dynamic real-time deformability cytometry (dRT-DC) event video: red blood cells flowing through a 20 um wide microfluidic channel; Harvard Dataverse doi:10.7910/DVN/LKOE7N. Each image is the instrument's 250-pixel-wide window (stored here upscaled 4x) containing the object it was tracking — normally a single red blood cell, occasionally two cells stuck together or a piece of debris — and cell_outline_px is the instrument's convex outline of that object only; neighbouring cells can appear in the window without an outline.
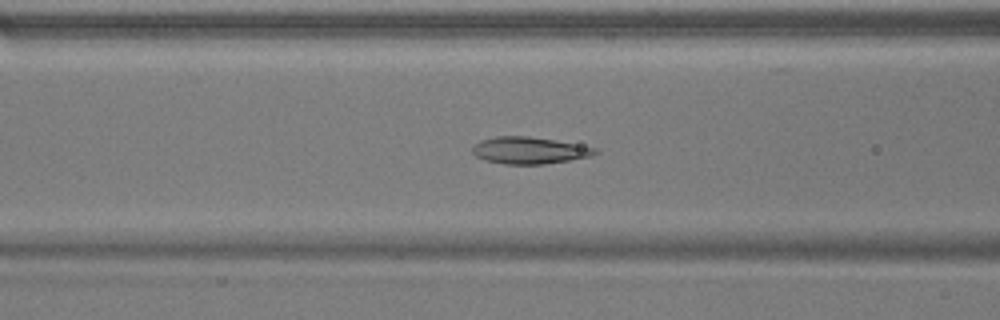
{"species": "common noctule bat (a hibernating species)", "species_latin": "Nyctalus noctula", "temperature_condition": "warm", "stored_images_in_passage": 53, "camera_frame_rate_fps": 3000, "um_per_image_px": 0.085, "animal": {"sex": "male", "body_mass_g": 17.9}, "frame": {"image": 1, "passage_image": 21, "time_ms": 6.667, "image_size_px": [1000, 320], "cell_outline_px": [[600, 152], [592, 156], [544, 164], [504, 164], [484, 160], [476, 156], [472, 152], [472, 148], [480, 140], [496, 136], [528, 136], [552, 140], [596, 148]], "centroid_in_image_um": [44.96, 12.79], "position_along_channel_um": 121.6, "area_um2": 19.02}}
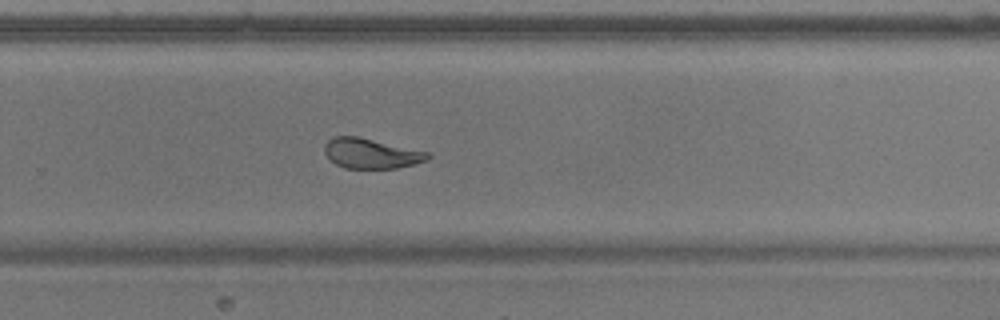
{"frame": {"image": 2, "passage_image": 35, "time_ms": 11.333, "image_size_px": [1000, 320], "cell_outline_px": [[432, 156], [428, 160], [396, 168], [344, 168], [336, 164], [324, 152], [324, 144], [332, 136], [356, 136], [428, 152]], "centroid_in_image_um": [31.52, 13.04], "position_along_channel_um": 298.3, "area_um2": 17.86}}
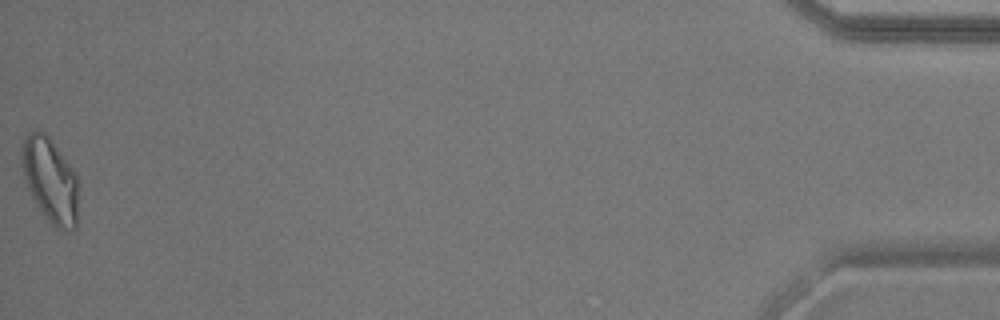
{"frame": {"image": 3, "passage_image": 53, "time_ms": 17.333, "image_size_px": [1000, 320], "cell_outline_px": [[76, 228], [64, 232], [56, 228], [44, 216], [28, 192], [20, 160], [20, 148], [24, 136], [28, 132], [44, 132], [52, 140], [76, 172]], "centroid_in_image_um": [4.22, 15.3], "position_along_channel_um": 431.0, "area_um2": 28.09}, "authors_computed_cell_mechanics": {"area_um2": 20.808, "velocity_mm_per_s": 3.7909, "shape_relaxation_time_tau1_ms": 7.7507, "shape_relaxation_time_tau2_ms": 1.1189, "deformation_change_tau1": 0.1905, "deformation_change_tau2": 0.0568}}